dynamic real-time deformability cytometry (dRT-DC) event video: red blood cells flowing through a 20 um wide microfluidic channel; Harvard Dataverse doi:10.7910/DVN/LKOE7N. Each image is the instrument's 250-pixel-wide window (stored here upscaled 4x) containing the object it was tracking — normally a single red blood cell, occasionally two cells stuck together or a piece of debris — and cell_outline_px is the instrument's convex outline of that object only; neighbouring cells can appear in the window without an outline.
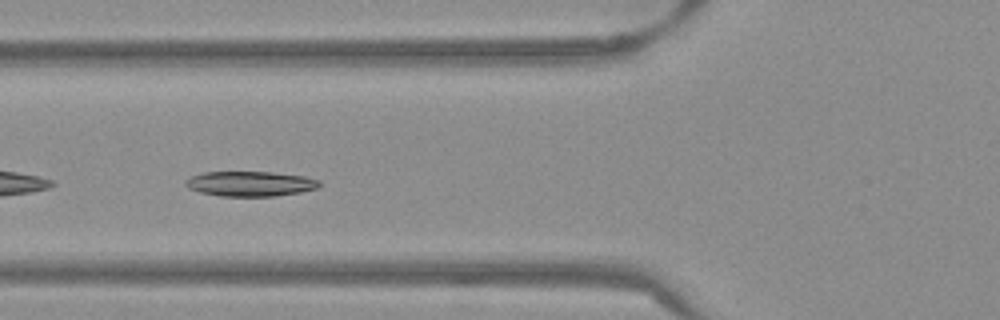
{"species": "Egyptian fruit bat (a non-hibernating species)", "species_latin": "Rousettus aegyptiacus", "temperature_condition": "warm", "stored_images_in_passage": 37, "camera_frame_rate_fps": 3000, "um_per_image_px": 0.085, "frame": {"image": 1, "passage_image": 4, "time_ms": 1.0, "image_size_px": [1000, 320], "cell_outline_px": [[320, 184], [316, 188], [300, 192], [272, 196], [220, 196], [200, 192], [188, 188], [184, 184], [184, 180], [192, 176], [204, 172], [272, 172], [304, 176], [320, 180]], "centroid_in_image_um": [21.24, 15.61], "position_along_channel_um": 104.6, "area_um2": 19.42}}
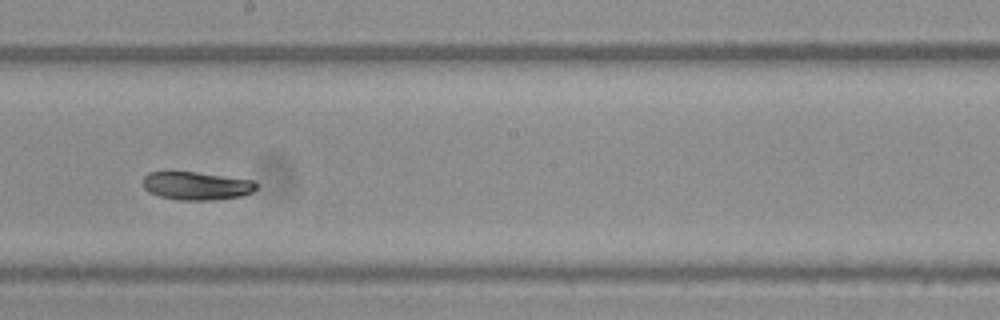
{"frame": {"image": 2, "passage_image": 14, "time_ms": 4.333, "image_size_px": [1000, 320], "cell_outline_px": [[256, 188], [252, 192], [240, 196], [216, 200], [176, 200], [160, 196], [148, 192], [144, 188], [144, 176], [148, 172], [168, 168], [252, 180], [256, 184]], "centroid_in_image_um": [16.6, 15.75], "position_along_channel_um": 231.6, "area_um2": 19.19}}
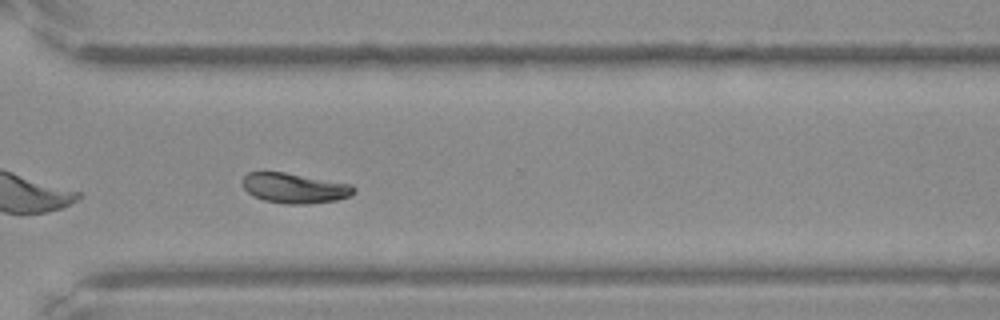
{"frame": {"image": 3, "passage_image": 23, "time_ms": 7.333, "image_size_px": [1000, 320], "cell_outline_px": [[356, 188], [348, 196], [336, 200], [304, 204], [284, 204], [264, 200], [248, 192], [240, 184], [240, 180], [248, 172], [284, 172], [352, 184]], "centroid_in_image_um": [24.99, 15.98], "position_along_channel_um": 345.6, "area_um2": 19.42}, "authors_computed_cell_mechanics": {"area_um2": 19.0162, "velocity_mm_per_s": 3.8014, "shape_relaxation_time_tau1_ms": 4.1333, "shape_relaxation_time_tau2_ms": 2.8675, "deformation_change_tau1": 0.136, "deformation_change_tau2": 0.0696}}